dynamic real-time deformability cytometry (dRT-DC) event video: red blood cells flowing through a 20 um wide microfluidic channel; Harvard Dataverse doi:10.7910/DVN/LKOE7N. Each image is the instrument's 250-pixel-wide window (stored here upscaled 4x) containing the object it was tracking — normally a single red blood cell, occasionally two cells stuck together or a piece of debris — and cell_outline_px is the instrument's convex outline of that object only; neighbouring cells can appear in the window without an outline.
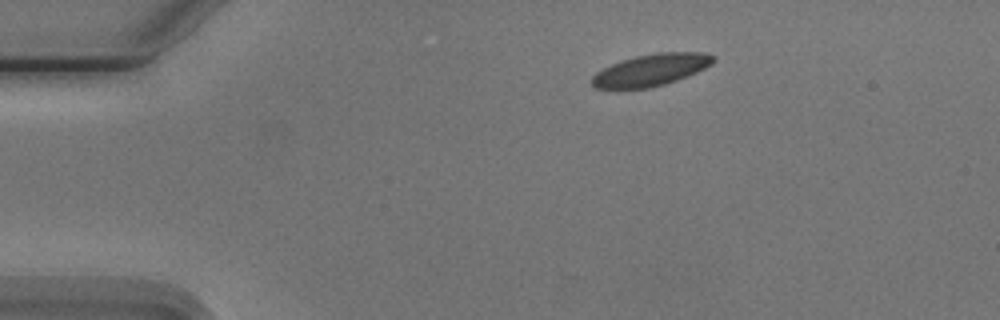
{"species": "Egyptian fruit bat (a non-hibernating species)", "species_latin": "Rousettus aegyptiacus", "temperature_condition": "cold", "stored_images_in_passage": 2, "camera_frame_rate_fps": 3000, "um_per_image_px": 0.085, "animal": {"sex": "male"}, "frame": {"image": 1, "passage_image": 1, "time_ms": 0.0, "image_size_px": [1000, 320], "cell_outline_px": [[716, 60], [712, 64], [696, 72], [676, 80], [664, 84], [648, 88], [596, 88], [588, 80], [596, 72], [620, 60], [636, 56], [656, 52], [708, 52], [716, 56]], "centroid_in_image_um": [55.35, 5.93], "position_along_channel_um": 29.7, "area_um2": 22.6}}